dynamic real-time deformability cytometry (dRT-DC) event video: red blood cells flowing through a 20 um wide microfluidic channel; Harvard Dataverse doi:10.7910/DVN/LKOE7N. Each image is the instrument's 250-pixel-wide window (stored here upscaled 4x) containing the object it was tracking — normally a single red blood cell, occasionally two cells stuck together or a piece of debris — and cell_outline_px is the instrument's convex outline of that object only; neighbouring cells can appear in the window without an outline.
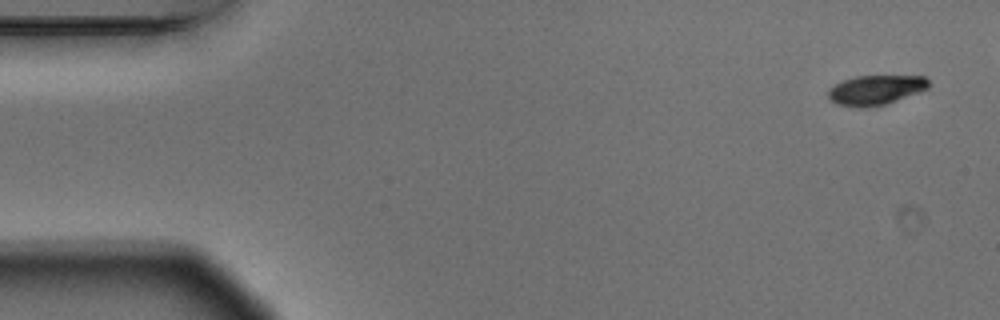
{"species": "Egyptian fruit bat (a non-hibernating species)", "species_latin": "Rousettus aegyptiacus", "temperature_condition": "warm", "stored_images_in_passage": 4, "segment_of_instrument_passage": [2, 2], "camera_frame_rate_fps": 3000, "um_per_image_px": 0.085, "animal": {"sex": "male"}, "frame": {"image": 1, "passage_image": 4, "time_ms": 1.0, "image_size_px": [1000, 320], "cell_outline_px": [[928, 88], [896, 100], [884, 104], [860, 108], [836, 104], [828, 96], [828, 92], [836, 84], [844, 80], [856, 76], [924, 76], [928, 80]], "centroid_in_image_um": [74.42, 7.64], "position_along_channel_um": 10.6, "area_um2": 16.94}}